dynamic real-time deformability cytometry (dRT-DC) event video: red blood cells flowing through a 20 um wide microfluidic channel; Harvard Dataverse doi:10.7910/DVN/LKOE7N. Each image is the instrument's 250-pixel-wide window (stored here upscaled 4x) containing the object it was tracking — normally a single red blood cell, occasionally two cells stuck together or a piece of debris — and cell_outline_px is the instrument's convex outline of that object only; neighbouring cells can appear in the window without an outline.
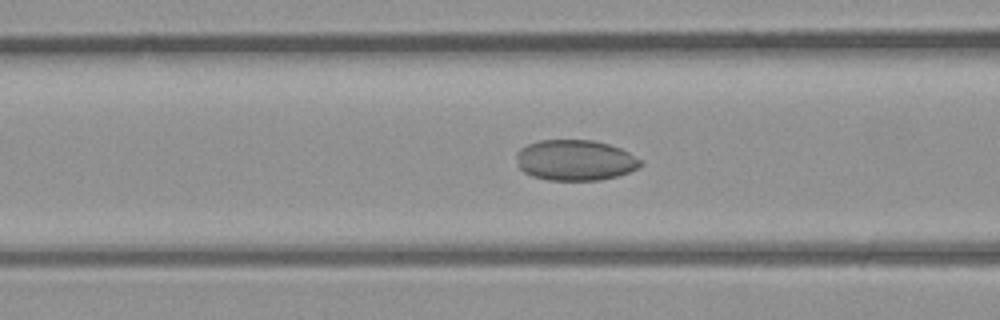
{"species": "common noctule bat (a hibernating species)", "species_latin": "Nyctalus noctula", "temperature_condition": "room temperature", "stored_images_in_passage": 40, "camera_frame_rate_fps": 3000, "um_per_image_px": 0.085, "animal": {"sex": "male", "body_mass_g": 23.1, "forearm_length_mm": 52.7}, "frame": {"image": 1, "passage_image": 16, "time_ms": 5.0, "image_size_px": [1000, 320], "cell_outline_px": [[644, 164], [640, 168], [616, 176], [600, 180], [548, 180], [532, 176], [524, 172], [520, 168], [516, 156], [516, 152], [520, 148], [528, 144], [540, 140], [592, 140], [608, 144], [620, 148], [644, 160]], "centroid_in_image_um": [48.92, 13.62], "position_along_channel_um": 117.7, "area_um2": 29.59}}
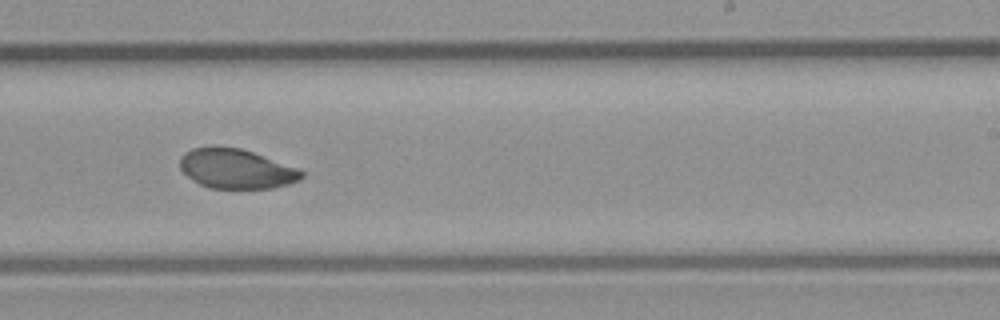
{"frame": {"image": 2, "passage_image": 25, "time_ms": 8.0, "image_size_px": [1000, 320], "cell_outline_px": [[304, 176], [300, 180], [288, 184], [272, 188], [208, 188], [192, 180], [180, 168], [180, 156], [184, 152], [192, 148], [240, 148], [300, 168], [304, 172]], "centroid_in_image_um": [20.11, 14.37], "position_along_channel_um": 268.9, "area_um2": 27.86}}
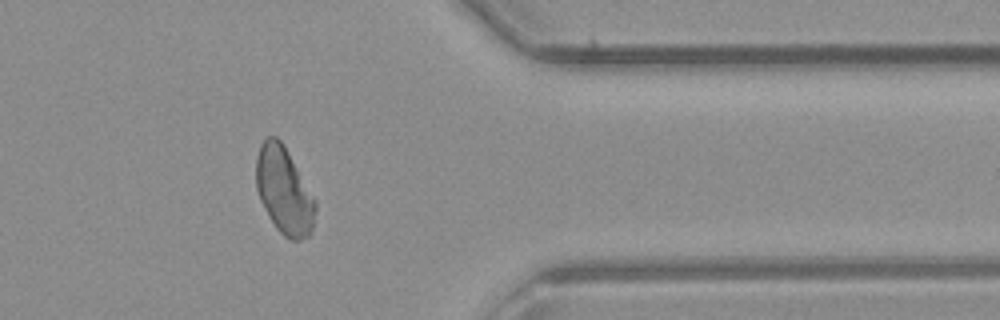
{"frame": {"image": 3, "passage_image": 33, "time_ms": 10.667, "image_size_px": [1000, 320], "cell_outline_px": [[316, 208], [312, 228], [308, 236], [300, 240], [292, 240], [284, 236], [276, 228], [268, 216], [260, 200], [256, 188], [256, 156], [260, 144], [268, 136], [276, 136], [284, 144], [312, 196], [316, 204]], "centroid_in_image_um": [24.11, 16.2], "position_along_channel_um": 387.3, "area_um2": 29.71}}